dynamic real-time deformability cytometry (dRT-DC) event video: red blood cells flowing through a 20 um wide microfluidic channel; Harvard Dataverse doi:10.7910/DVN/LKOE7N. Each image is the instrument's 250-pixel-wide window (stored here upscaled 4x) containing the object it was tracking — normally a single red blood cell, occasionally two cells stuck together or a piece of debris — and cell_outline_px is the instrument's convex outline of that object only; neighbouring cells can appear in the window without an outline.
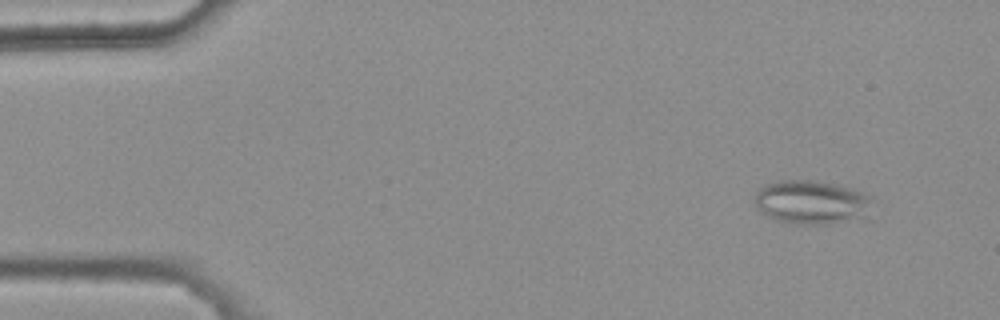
{"species": "common noctule bat (a hibernating species)", "species_latin": "Nyctalus noctula", "temperature_condition": "warm", "stored_images_in_passage": 47, "camera_frame_rate_fps": 3000, "um_per_image_px": 0.085, "animal": {"sex": "female", "body_mass_g": 25.1}, "frame": {"image": 1, "passage_image": 5, "time_ms": 1.333, "image_size_px": [1000, 320], "cell_outline_px": [[872, 196], [864, 216], [828, 224], [796, 224], [772, 220], [756, 204], [756, 192], [760, 188], [768, 184], [780, 180], [812, 180], [836, 184]], "centroid_in_image_um": [68.93, 17.18], "position_along_channel_um": 16.1, "area_um2": 29.3}}
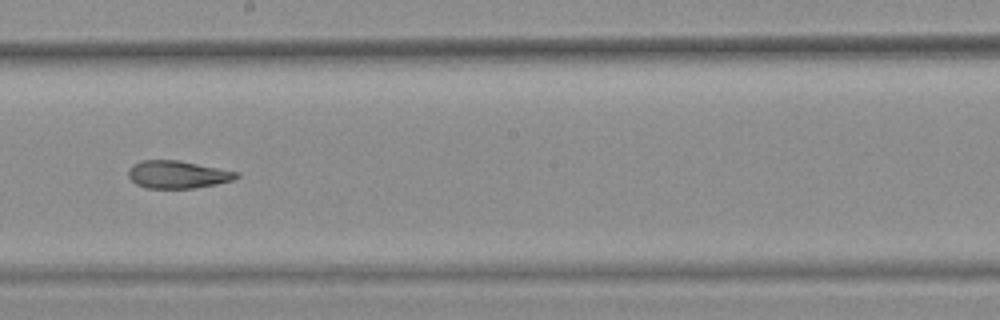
{"frame": {"image": 2, "passage_image": 31, "time_ms": 10.0, "image_size_px": [1000, 320], "cell_outline_px": [[240, 176], [232, 180], [216, 184], [196, 188], [148, 188], [136, 184], [128, 176], [128, 168], [132, 164], [140, 160], [180, 160], [240, 172]], "centroid_in_image_um": [15.1, 14.82], "position_along_channel_um": 233.1, "area_um2": 17.57}}
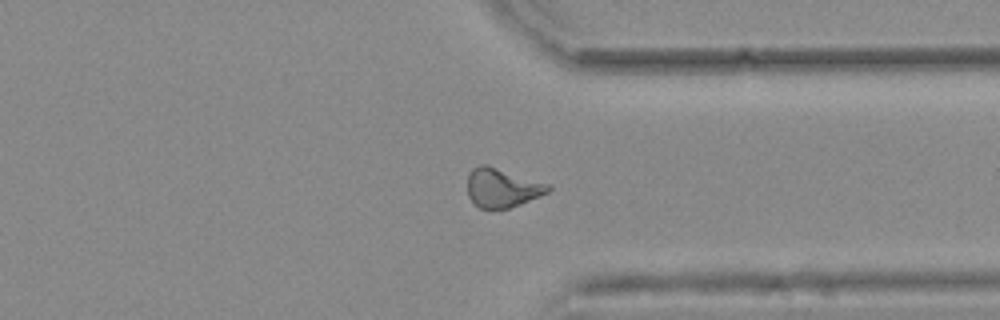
{"frame": {"image": 3, "passage_image": 42, "time_ms": 13.667, "image_size_px": [1000, 320], "cell_outline_px": [[552, 188], [548, 192], [540, 196], [520, 204], [508, 208], [480, 208], [472, 204], [468, 196], [468, 176], [472, 168], [480, 164], [488, 164], [548, 184]], "centroid_in_image_um": [42.65, 15.95], "position_along_channel_um": 368.7, "area_um2": 18.38}, "authors_computed_cell_mechanics": {"area_um2": 18.496, "velocity_mm_per_s": 3.7104, "shape_relaxation_time_tau1_ms": null, "shape_relaxation_time_tau2_ms": 3.6446, "deformation_change_tau1": null, "deformation_change_tau2": 0.115}}